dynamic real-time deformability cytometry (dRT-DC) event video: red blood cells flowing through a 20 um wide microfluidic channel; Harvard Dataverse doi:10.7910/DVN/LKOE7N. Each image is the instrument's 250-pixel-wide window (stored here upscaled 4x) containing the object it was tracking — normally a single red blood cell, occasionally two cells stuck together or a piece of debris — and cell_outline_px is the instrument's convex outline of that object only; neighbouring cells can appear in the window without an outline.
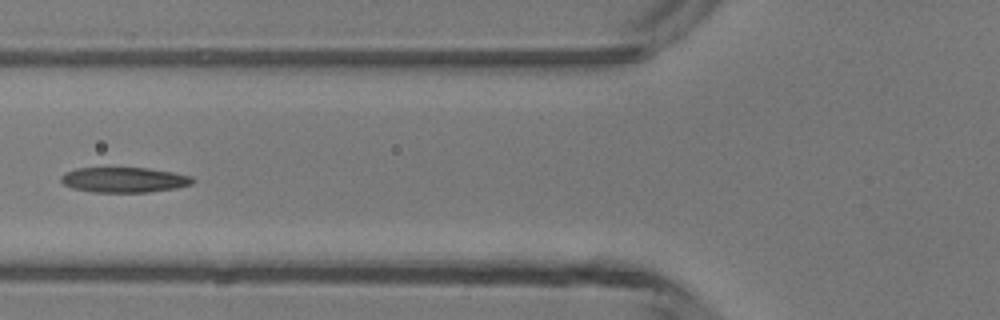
{"species": "common noctule bat (a hibernating species)", "species_latin": "Nyctalus noctula", "temperature_condition": "room temperature", "stored_images_in_passage": 6, "camera_frame_rate_fps": 3000, "um_per_image_px": 0.085, "animal": {"sex": "male", "body_mass_g": 13.3}, "frame": {"image": 1, "passage_image": 5, "time_ms": 4.667, "image_size_px": [1000, 320], "cell_outline_px": [[196, 180], [192, 184], [176, 188], [148, 192], [92, 192], [72, 188], [64, 184], [60, 180], [60, 176], [64, 172], [76, 168], [148, 168], [172, 172], [192, 176]], "centroid_in_image_um": [10.54, 15.28], "position_along_channel_um": 115.3, "area_um2": 19.42}}
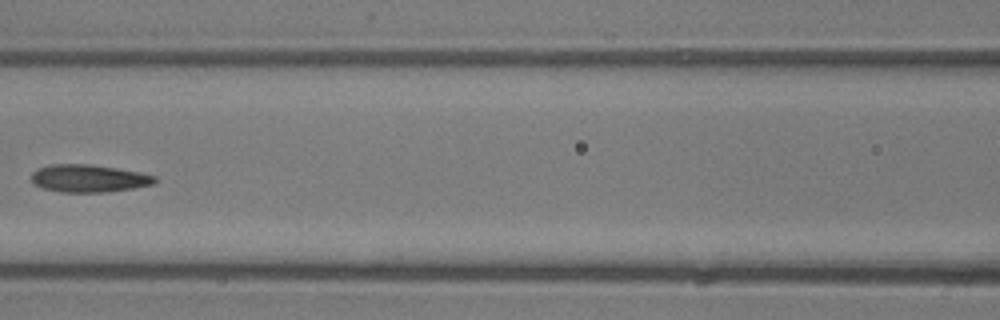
{"frame": {"image": 2, "passage_image": 6, "time_ms": 5.667, "image_size_px": [1000, 320], "cell_outline_px": [[156, 180], [152, 184], [132, 188], [108, 192], [60, 192], [44, 188], [36, 184], [32, 180], [32, 172], [36, 168], [52, 164], [88, 164], [116, 168], [140, 172], [156, 176]], "centroid_in_image_um": [7.53, 15.16], "position_along_channel_um": 159.1, "area_um2": 19.71}}